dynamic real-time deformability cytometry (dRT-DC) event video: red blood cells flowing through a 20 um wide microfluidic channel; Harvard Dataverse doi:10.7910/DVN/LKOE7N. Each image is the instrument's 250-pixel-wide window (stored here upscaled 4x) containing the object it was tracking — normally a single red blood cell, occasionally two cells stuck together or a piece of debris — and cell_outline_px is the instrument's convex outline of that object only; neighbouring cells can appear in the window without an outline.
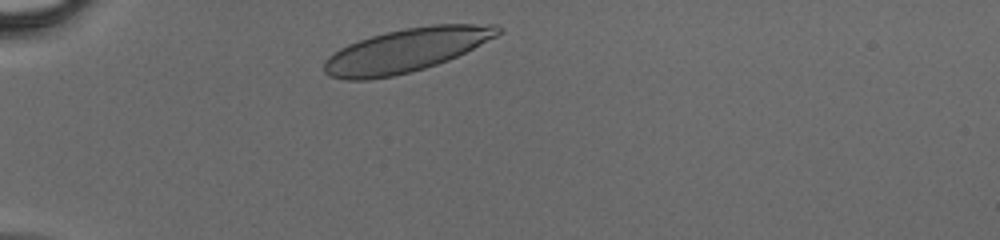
{"species": "human", "species_latin": "Homo sapiens", "temperature_condition": "cold", "stored_images_in_passage": 29, "camera_frame_rate_fps": 3000, "um_per_image_px": 0.085, "donor": {"sex": "male"}, "frame": {"image": 1, "passage_image": 2, "time_ms": 0.333, "image_size_px": [1000, 240], "cell_outline_px": [[504, 32], [448, 60], [412, 72], [392, 76], [368, 80], [348, 80], [332, 76], [324, 72], [324, 60], [328, 56], [340, 48], [348, 44], [372, 36], [404, 28], [432, 24], [496, 24], [504, 28]], "centroid_in_image_um": [34.53, 4.27], "position_along_channel_um": 50.5, "area_um2": 43.81}}
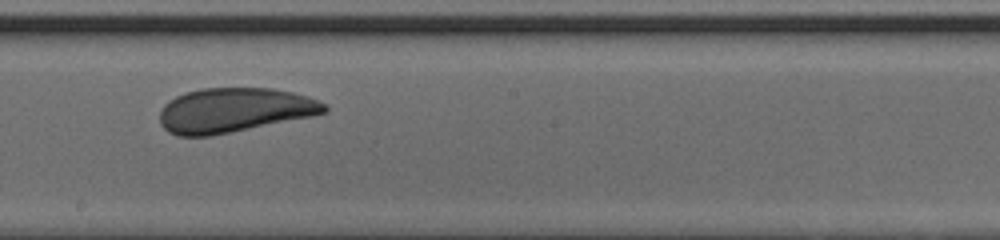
{"frame": {"image": 2, "passage_image": 16, "time_ms": 5.0, "image_size_px": [1000, 240], "cell_outline_px": [[328, 112], [312, 116], [212, 136], [176, 136], [168, 132], [160, 124], [160, 112], [164, 104], [168, 100], [184, 92], [200, 88], [272, 88], [292, 92], [308, 96], [328, 104]], "centroid_in_image_um": [19.9, 9.36], "position_along_channel_um": 228.3, "area_um2": 43.06}}
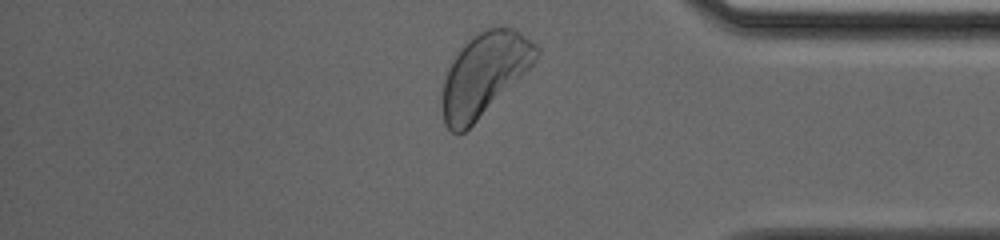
{"frame": {"image": 3, "passage_image": 28, "time_ms": 9.0, "image_size_px": [1000, 240], "cell_outline_px": [[540, 52], [532, 64], [464, 132], [452, 132], [444, 124], [440, 108], [440, 100], [444, 80], [448, 68], [460, 48], [468, 40], [480, 32], [488, 28], [512, 28], [536, 44], [540, 48]], "centroid_in_image_um": [41.09, 6.32], "position_along_channel_um": 394.1, "area_um2": 44.1}}